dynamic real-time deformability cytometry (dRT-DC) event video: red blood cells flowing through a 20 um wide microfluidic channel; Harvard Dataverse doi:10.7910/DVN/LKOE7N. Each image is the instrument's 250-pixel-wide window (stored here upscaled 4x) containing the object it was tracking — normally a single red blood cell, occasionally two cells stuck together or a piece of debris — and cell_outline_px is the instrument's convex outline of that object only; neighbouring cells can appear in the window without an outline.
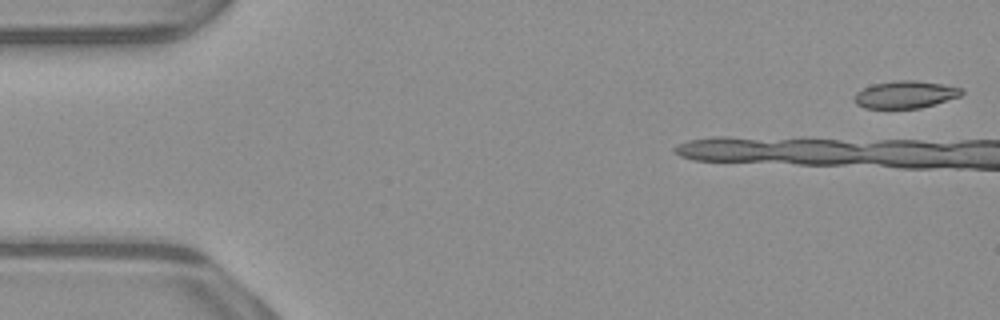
{"species": "common noctule bat (a hibernating species)", "species_latin": "Nyctalus noctula", "temperature_condition": "warm", "stored_images_in_passage": 13, "camera_frame_rate_fps": 3000, "um_per_image_px": 0.085, "animal": {"sex": "male", "body_mass_g": 23.1, "forearm_length_mm": 52.7}, "frame": {"image": 1, "passage_image": 1, "time_ms": 0.0, "image_size_px": [1000, 320], "cell_outline_px": [[964, 92], [960, 96], [920, 108], [864, 108], [856, 104], [852, 96], [856, 92], [872, 84], [896, 80], [916, 80], [944, 84], [964, 88]], "centroid_in_image_um": [76.94, 8.02], "position_along_channel_um": 8.1, "area_um2": 17.22}}